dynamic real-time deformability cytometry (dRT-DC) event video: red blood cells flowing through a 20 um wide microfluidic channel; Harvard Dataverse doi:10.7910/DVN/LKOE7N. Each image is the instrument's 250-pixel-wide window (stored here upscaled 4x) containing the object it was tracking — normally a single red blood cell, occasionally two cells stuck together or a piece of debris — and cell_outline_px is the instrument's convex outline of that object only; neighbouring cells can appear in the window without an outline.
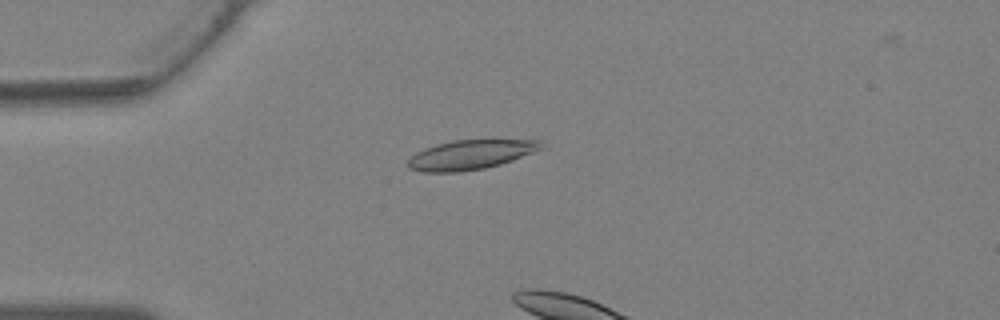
{"species": "Egyptian fruit bat (a non-hibernating species)", "species_latin": "Rousettus aegyptiacus", "temperature_condition": "warm", "stored_images_in_passage": 13, "camera_frame_rate_fps": 3000, "um_per_image_px": 0.085, "animal": {"sex": "female"}, "frame": {"image": 1, "passage_image": 11, "time_ms": 3.333, "image_size_px": [1000, 320], "cell_outline_px": [[544, 148], [512, 160], [500, 164], [484, 168], [460, 172], [424, 172], [408, 168], [408, 160], [416, 152], [424, 148], [436, 144], [452, 140], [544, 140]], "centroid_in_image_um": [40.0, 13.14], "position_along_channel_um": 45.0, "area_um2": 22.89}}